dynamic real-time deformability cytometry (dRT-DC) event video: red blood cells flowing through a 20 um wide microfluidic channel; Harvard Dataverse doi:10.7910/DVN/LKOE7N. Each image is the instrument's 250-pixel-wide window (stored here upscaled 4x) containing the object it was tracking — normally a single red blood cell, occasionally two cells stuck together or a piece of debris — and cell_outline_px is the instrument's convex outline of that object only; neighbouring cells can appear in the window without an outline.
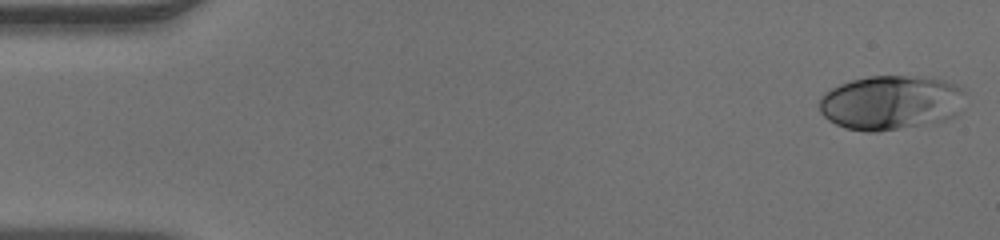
{"species": "human", "species_latin": "Homo sapiens", "temperature_condition": "warm", "stored_images_in_passage": 10, "camera_frame_rate_fps": 3000, "um_per_image_px": 0.085, "donor": {"sex": "male"}, "frame": {"image": 1, "passage_image": 1, "time_ms": 0.0, "image_size_px": [1000, 240], "cell_outline_px": [[964, 92], [956, 116], [944, 120], [876, 132], [864, 132], [844, 128], [828, 120], [820, 112], [820, 96], [824, 92], [840, 84], [852, 80], [868, 76], [924, 76], [944, 80], [956, 84]], "centroid_in_image_um": [75.68, 8.71], "position_along_channel_um": 9.3, "area_um2": 46.18}}